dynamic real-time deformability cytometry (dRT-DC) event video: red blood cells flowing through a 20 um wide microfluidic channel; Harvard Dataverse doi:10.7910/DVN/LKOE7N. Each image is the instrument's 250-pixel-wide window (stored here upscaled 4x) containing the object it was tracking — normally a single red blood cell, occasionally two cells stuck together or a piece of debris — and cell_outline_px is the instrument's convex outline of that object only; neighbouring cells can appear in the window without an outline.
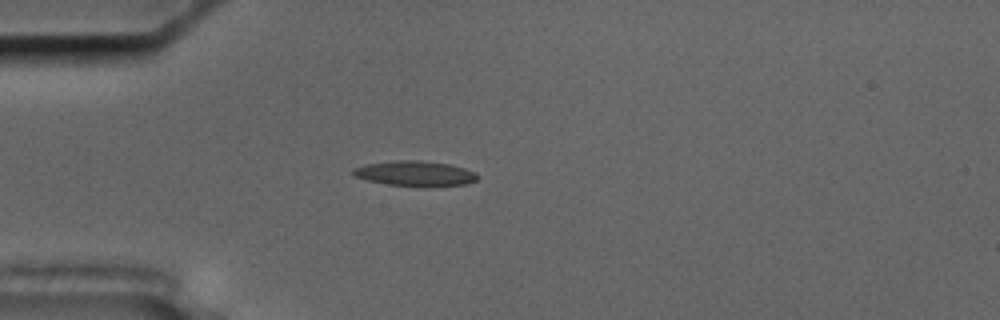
{"species": "common noctule bat (a hibernating species)", "species_latin": "Nyctalus noctula", "temperature_condition": "cold", "stored_images_in_passage": 40, "camera_frame_rate_fps": 3000, "um_per_image_px": 0.085, "animal": {"sex": "male", "body_mass_g": 17.5, "forearm_length_mm": 52.3}, "frame": {"image": 1, "passage_image": 7, "time_ms": 2.0, "image_size_px": [1000, 320], "cell_outline_px": [[480, 176], [476, 180], [464, 184], [424, 188], [388, 184], [368, 180], [352, 176], [352, 168], [364, 164], [396, 160], [420, 160], [448, 164], [464, 168], [476, 172]], "centroid_in_image_um": [35.27, 14.76], "position_along_channel_um": 49.7, "area_um2": 18.61}}
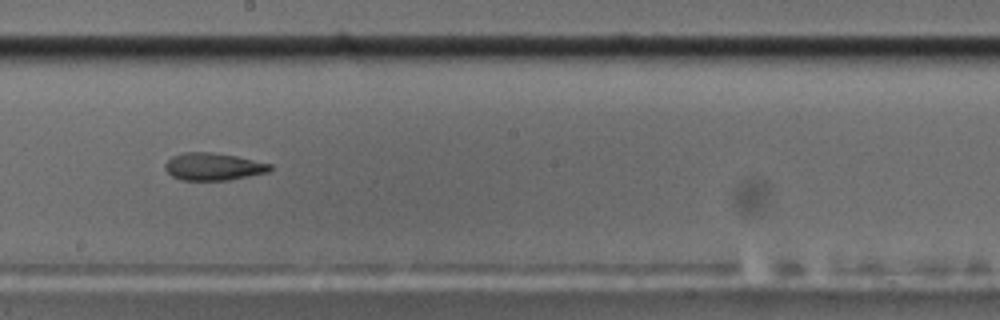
{"frame": {"image": 2, "passage_image": 23, "time_ms": 7.333, "image_size_px": [1000, 320], "cell_outline_px": [[272, 168], [268, 172], [228, 180], [180, 180], [172, 176], [164, 168], [164, 164], [172, 156], [180, 152], [212, 152], [236, 156], [272, 164]], "centroid_in_image_um": [18.1, 14.15], "position_along_channel_um": 230.1, "area_um2": 16.82}}
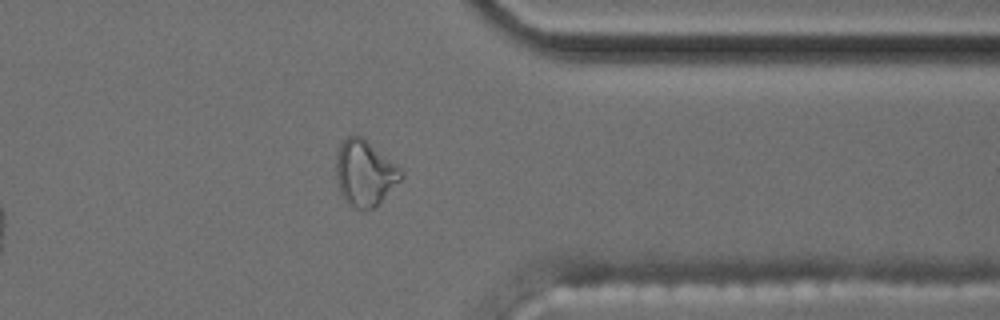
{"frame": {"image": 3, "passage_image": 36, "time_ms": 11.667, "image_size_px": [1000, 320], "cell_outline_px": [[404, 176], [372, 208], [352, 208], [348, 204], [340, 192], [336, 180], [336, 152], [340, 144], [352, 132], [360, 136], [404, 168]], "centroid_in_image_um": [31.0, 14.66], "position_along_channel_um": 380.4, "area_um2": 24.91}, "authors_computed_cell_mechanics": {"area_um2": 17.2244, "velocity_mm_per_s": 3.6207, "shape_relaxation_time_tau1_ms": null, "shape_relaxation_time_tau2_ms": 3.9757, "deformation_change_tau1": null, "deformation_change_tau2": 0.122}}